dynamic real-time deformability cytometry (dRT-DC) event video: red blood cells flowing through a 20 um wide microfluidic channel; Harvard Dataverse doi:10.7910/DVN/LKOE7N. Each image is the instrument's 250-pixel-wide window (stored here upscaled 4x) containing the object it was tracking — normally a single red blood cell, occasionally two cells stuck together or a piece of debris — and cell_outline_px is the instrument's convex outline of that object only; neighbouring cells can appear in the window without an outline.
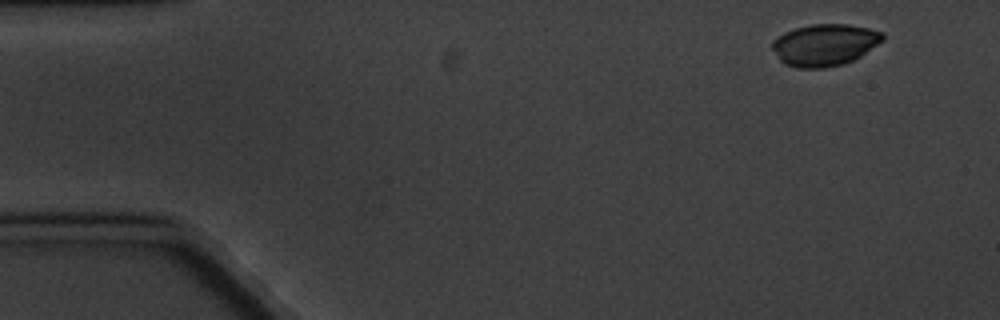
{"species": "common noctule bat (a hibernating species)", "species_latin": "Nyctalus noctula", "temperature_condition": "cold", "stored_images_in_passage": 10, "camera_frame_rate_fps": 3000, "um_per_image_px": 0.085, "animal": {"sex": "male", "body_mass_g": 20.1, "forearm_length_mm": 53.5}, "frame": {"image": 1, "passage_image": 1, "time_ms": 0.0, "image_size_px": [1000, 320], "cell_outline_px": [[884, 40], [860, 56], [844, 64], [824, 68], [796, 68], [784, 64], [780, 60], [772, 48], [772, 40], [784, 32], [796, 28], [812, 24], [848, 24], [868, 28], [884, 32]], "centroid_in_image_um": [70.09, 3.81], "position_along_channel_um": 14.9, "area_um2": 26.99}}
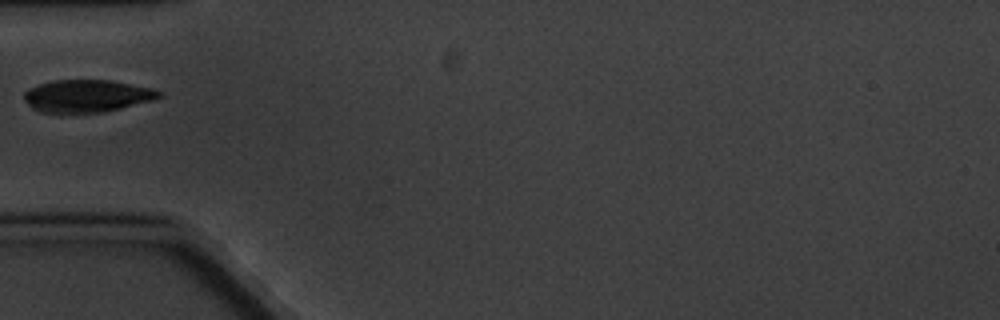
{"frame": {"image": 2, "passage_image": 5, "time_ms": 5.0, "image_size_px": [1000, 320], "cell_outline_px": [[164, 96], [152, 100], [120, 108], [100, 112], [40, 112], [32, 108], [24, 100], [24, 92], [28, 88], [52, 80], [112, 80], [152, 88], [164, 92]], "centroid_in_image_um": [7.4, 8.14], "position_along_channel_um": 77.6, "area_um2": 25.43}}
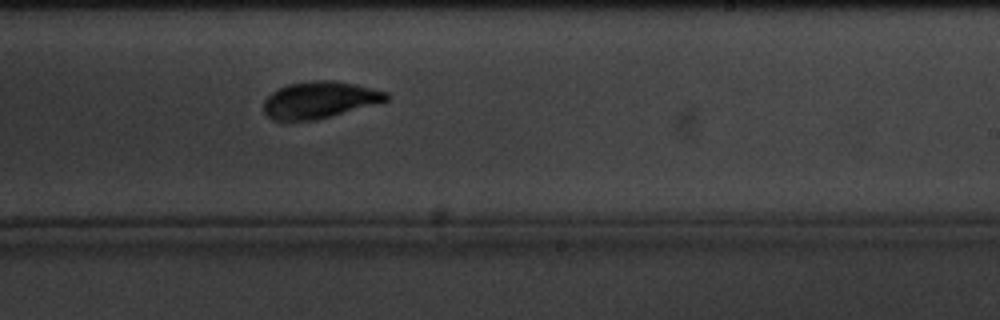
{"frame": {"image": 3, "passage_image": 10, "time_ms": 10.667, "image_size_px": [1000, 320], "cell_outline_px": [[392, 96], [388, 100], [316, 120], [272, 120], [264, 112], [264, 100], [272, 92], [288, 84], [312, 80], [336, 80], [388, 92]], "centroid_in_image_um": [27.16, 8.48], "position_along_channel_um": 261.8, "area_um2": 26.07}}